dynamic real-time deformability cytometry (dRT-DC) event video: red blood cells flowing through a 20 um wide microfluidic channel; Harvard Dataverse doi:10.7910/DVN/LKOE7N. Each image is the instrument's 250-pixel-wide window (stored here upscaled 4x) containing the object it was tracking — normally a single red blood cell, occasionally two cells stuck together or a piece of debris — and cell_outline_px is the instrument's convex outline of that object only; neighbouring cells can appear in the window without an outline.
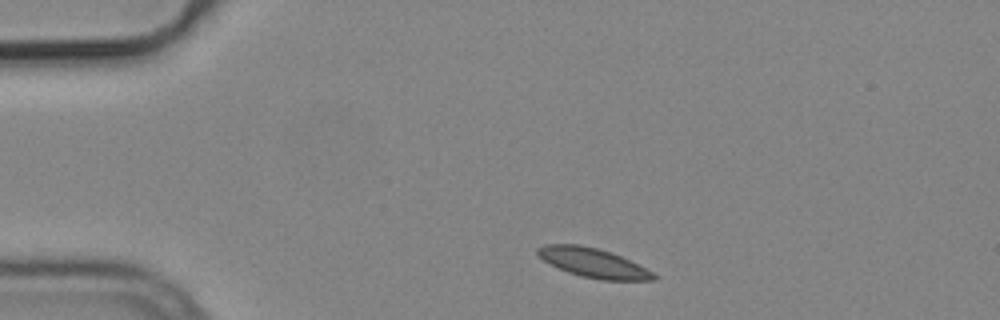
{"species": "common noctule bat (a hibernating species)", "species_latin": "Nyctalus noctula", "temperature_condition": "cold", "stored_images_in_passage": 5, "camera_frame_rate_fps": 3000, "um_per_image_px": 0.085, "animal": {"sex": "male", "body_mass_g": 19.2, "forearm_length_mm": 51.8}, "frame": {"image": 1, "passage_image": 1, "time_ms": 0.0, "image_size_px": [1000, 320], "cell_outline_px": [[656, 280], [600, 280], [580, 276], [568, 272], [544, 260], [536, 252], [536, 248], [544, 244], [576, 244], [596, 248], [620, 256], [652, 272], [656, 276]], "centroid_in_image_um": [50.39, 22.34], "position_along_channel_um": 34.6, "area_um2": 19.31}}
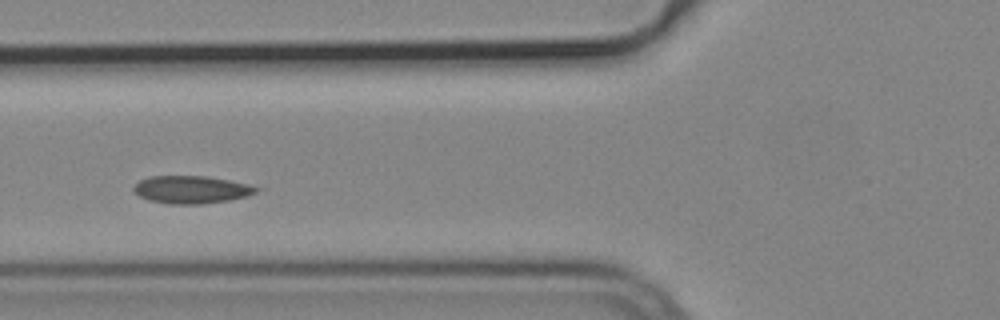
{"frame": {"image": 2, "passage_image": 4, "time_ms": 1.0, "image_size_px": [1000, 320], "cell_outline_px": [[264, 188], [248, 196], [228, 200], [200, 204], [168, 204], [148, 200], [140, 196], [132, 188], [140, 180], [148, 176], [208, 176], [248, 184]], "centroid_in_image_um": [16.29, 16.11], "position_along_channel_um": 109.5, "area_um2": 19.83}}
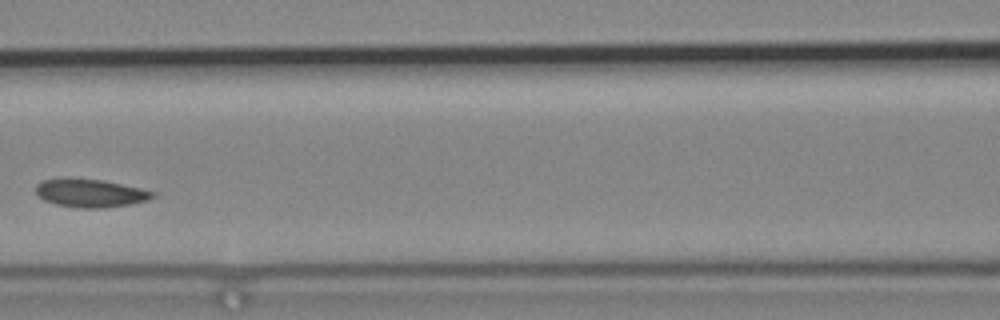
{"frame": {"image": 3, "passage_image": 5, "time_ms": 1.333, "image_size_px": [1000, 320], "cell_outline_px": [[160, 192], [148, 200], [132, 204], [104, 208], [80, 208], [56, 204], [44, 200], [36, 196], [36, 184], [44, 180], [104, 180]], "centroid_in_image_um": [7.76, 16.44], "position_along_channel_um": 158.8, "area_um2": 18.96}}